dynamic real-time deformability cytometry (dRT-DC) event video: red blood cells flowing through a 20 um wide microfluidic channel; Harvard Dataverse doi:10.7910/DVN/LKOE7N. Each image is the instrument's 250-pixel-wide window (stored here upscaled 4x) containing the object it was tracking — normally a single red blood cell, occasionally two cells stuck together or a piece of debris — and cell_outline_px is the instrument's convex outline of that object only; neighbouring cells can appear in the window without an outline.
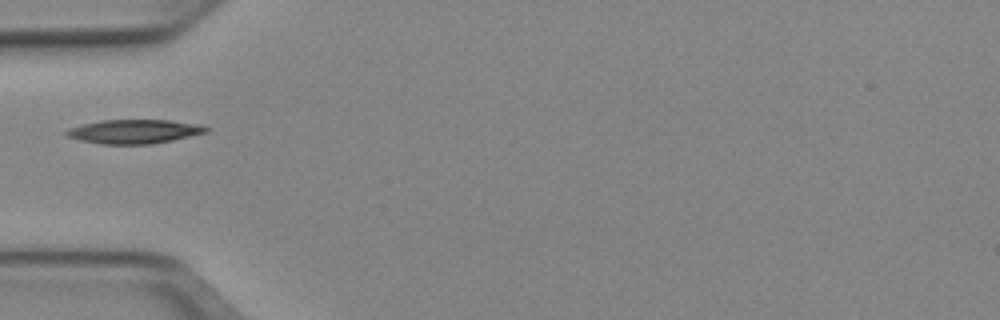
{"species": "Egyptian fruit bat (a non-hibernating species)", "species_latin": "Rousettus aegyptiacus", "temperature_condition": "cold", "stored_images_in_passage": 30, "camera_frame_rate_fps": 3000, "um_per_image_px": 0.085, "animal": {"sex": "female"}, "frame": {"image": 1, "passage_image": 1, "time_ms": 0.0, "image_size_px": [1000, 320], "cell_outline_px": [[208, 132], [172, 140], [152, 144], [100, 144], [80, 140], [64, 136], [64, 132], [68, 128], [84, 124], [104, 120], [172, 120], [200, 124], [208, 128]], "centroid_in_image_um": [11.39, 11.18], "position_along_channel_um": 73.6, "area_um2": 19.59}}
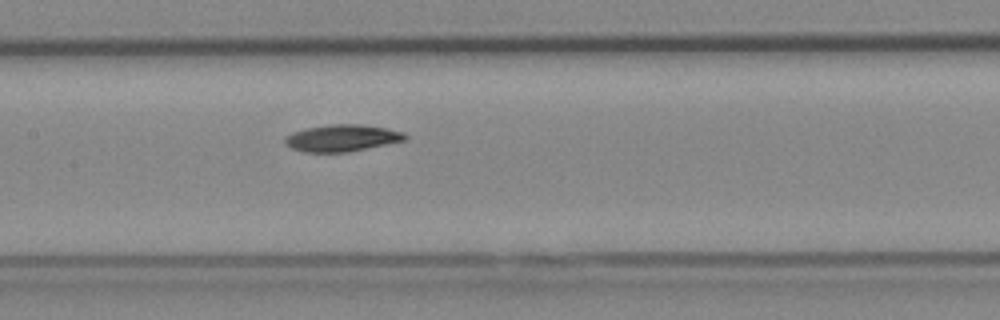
{"frame": {"image": 2, "passage_image": 9, "time_ms": 2.667, "image_size_px": [1000, 320], "cell_outline_px": [[408, 140], [348, 152], [304, 152], [292, 148], [284, 144], [284, 136], [292, 132], [308, 128], [332, 124], [360, 124], [384, 128], [404, 132], [408, 136]], "centroid_in_image_um": [29.08, 11.74], "position_along_channel_um": 178.3, "area_um2": 18.84}}
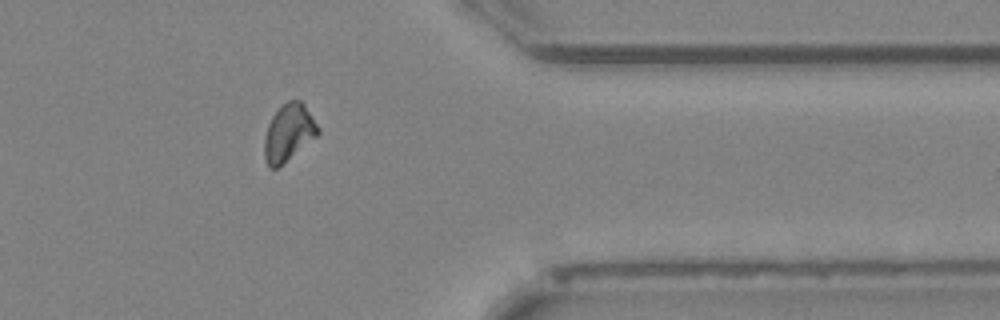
{"frame": {"image": 3, "passage_image": 26, "time_ms": 8.333, "image_size_px": [1000, 320], "cell_outline_px": [[320, 132], [316, 136], [276, 168], [268, 168], [264, 156], [264, 140], [268, 124], [272, 116], [288, 100], [300, 100], [304, 104], [320, 128]], "centroid_in_image_um": [24.52, 11.26], "position_along_channel_um": 386.9, "area_um2": 17.4}}